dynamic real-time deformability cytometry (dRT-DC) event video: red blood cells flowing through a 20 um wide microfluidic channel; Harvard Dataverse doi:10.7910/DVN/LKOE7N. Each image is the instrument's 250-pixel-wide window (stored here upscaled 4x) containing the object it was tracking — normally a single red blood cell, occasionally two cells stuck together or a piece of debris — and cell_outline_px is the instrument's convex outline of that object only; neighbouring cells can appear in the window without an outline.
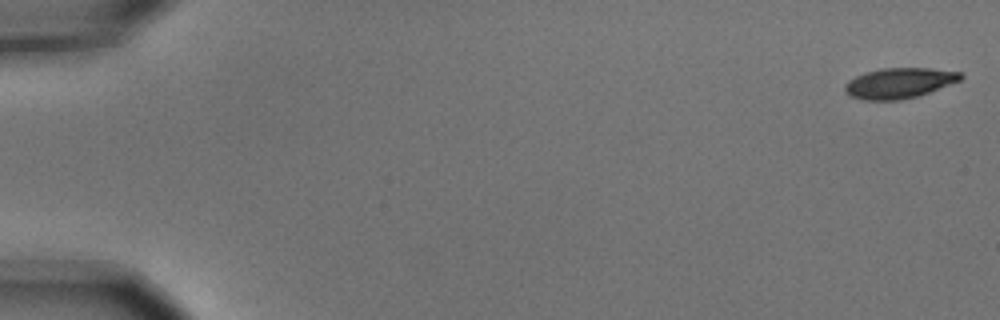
{"species": "common noctule bat (a hibernating species)", "species_latin": "Nyctalus noctula", "temperature_condition": "cold", "stored_images_in_passage": 3, "camera_frame_rate_fps": 3000, "um_per_image_px": 0.085, "animal": {"sex": "male", "body_mass_g": 15.6}, "frame": {"image": 1, "passage_image": 1, "time_ms": 0.0, "image_size_px": [1000, 320], "cell_outline_px": [[964, 76], [960, 80], [928, 92], [916, 96], [900, 100], [864, 100], [848, 96], [844, 92], [844, 84], [848, 80], [864, 72], [880, 68], [928, 68], [960, 72]], "centroid_in_image_um": [76.35, 7.06], "position_along_channel_um": 8.6, "area_um2": 20.52}}